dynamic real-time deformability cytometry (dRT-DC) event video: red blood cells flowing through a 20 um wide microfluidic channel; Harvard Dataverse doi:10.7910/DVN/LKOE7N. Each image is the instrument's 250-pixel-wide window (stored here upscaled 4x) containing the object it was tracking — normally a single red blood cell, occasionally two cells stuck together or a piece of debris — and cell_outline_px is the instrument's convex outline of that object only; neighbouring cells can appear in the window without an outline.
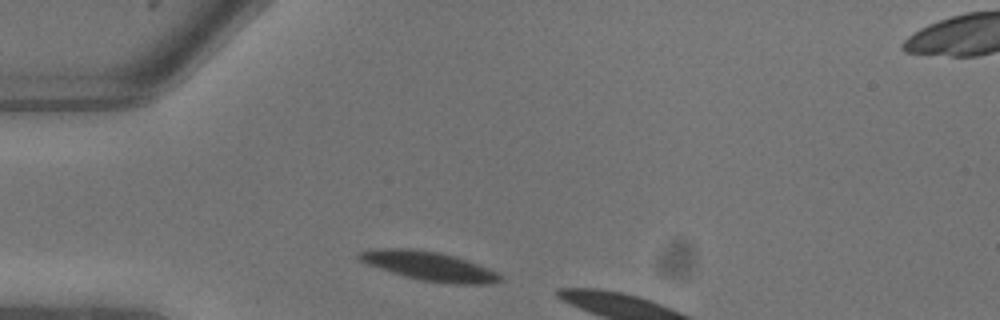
{"species": "common noctule bat (a hibernating species)", "species_latin": "Nyctalus noctula", "temperature_condition": "warm", "stored_images_in_passage": 2, "camera_frame_rate_fps": 3000, "um_per_image_px": 0.085, "animal": {"sex": "male", "body_mass_g": 13.3}, "frame": {"image": 1, "passage_image": 1, "time_ms": 0.0, "image_size_px": [1000, 320], "cell_outline_px": [[504, 280], [488, 284], [452, 284], [420, 280], [404, 276], [356, 260], [356, 252], [368, 248], [404, 248], [440, 252], [476, 264], [496, 272]], "centroid_in_image_um": [36.37, 22.61], "position_along_channel_um": 48.6, "area_um2": 23.76}}